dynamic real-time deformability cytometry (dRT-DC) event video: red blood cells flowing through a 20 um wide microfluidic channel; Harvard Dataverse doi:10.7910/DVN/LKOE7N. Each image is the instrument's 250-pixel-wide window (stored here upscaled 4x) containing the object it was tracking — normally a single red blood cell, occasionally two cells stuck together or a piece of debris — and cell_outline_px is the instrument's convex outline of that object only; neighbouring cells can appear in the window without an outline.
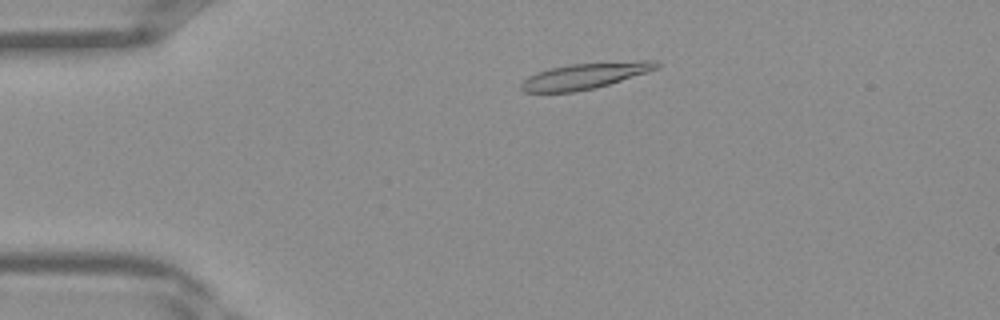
{"species": "Egyptian fruit bat (a non-hibernating species)", "species_latin": "Rousettus aegyptiacus", "temperature_condition": "warm", "stored_images_in_passage": 35, "camera_frame_rate_fps": 3000, "um_per_image_px": 0.085, "frame": {"image": 1, "passage_image": 4, "time_ms": 1.0, "image_size_px": [1000, 320], "cell_outline_px": [[660, 68], [648, 72], [596, 88], [572, 92], [524, 92], [520, 88], [520, 84], [528, 76], [536, 72], [548, 68], [572, 64], [640, 60], [656, 60], [660, 64]], "centroid_in_image_um": [49.74, 6.44], "position_along_channel_um": 35.3, "area_um2": 20.63}}
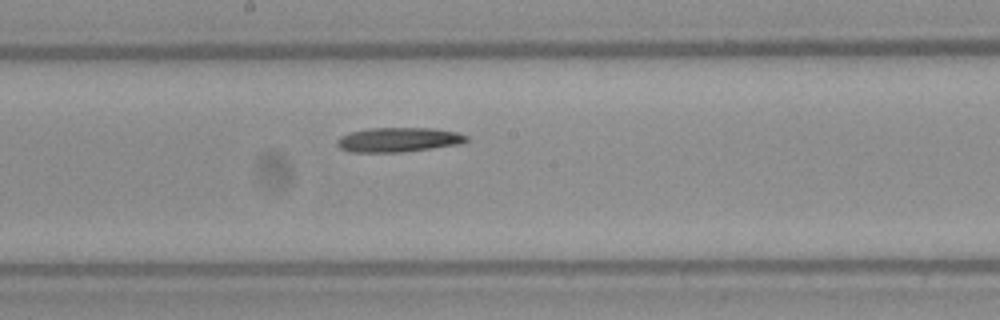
{"frame": {"image": 2, "passage_image": 17, "time_ms": 5.333, "image_size_px": [1000, 320], "cell_outline_px": [[468, 140], [460, 144], [432, 148], [400, 152], [348, 152], [340, 148], [336, 144], [336, 140], [340, 136], [348, 132], [368, 128], [432, 128], [456, 132], [468, 136]], "centroid_in_image_um": [33.82, 11.87], "position_along_channel_um": 214.4, "area_um2": 18.55}}
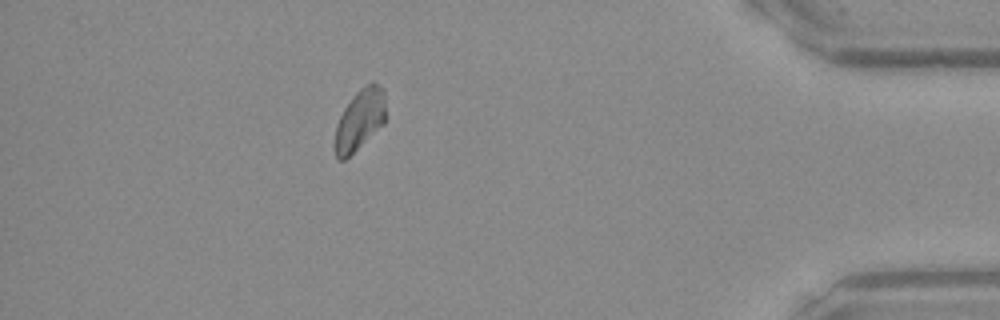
{"frame": {"image": 3, "passage_image": 31, "time_ms": 10.0, "image_size_px": [1000, 320], "cell_outline_px": [[384, 124], [344, 160], [336, 160], [332, 148], [332, 144], [336, 124], [344, 108], [356, 92], [360, 88], [372, 80], [380, 84], [384, 92]], "centroid_in_image_um": [30.52, 10.2], "position_along_channel_um": 404.7, "area_um2": 18.32}}